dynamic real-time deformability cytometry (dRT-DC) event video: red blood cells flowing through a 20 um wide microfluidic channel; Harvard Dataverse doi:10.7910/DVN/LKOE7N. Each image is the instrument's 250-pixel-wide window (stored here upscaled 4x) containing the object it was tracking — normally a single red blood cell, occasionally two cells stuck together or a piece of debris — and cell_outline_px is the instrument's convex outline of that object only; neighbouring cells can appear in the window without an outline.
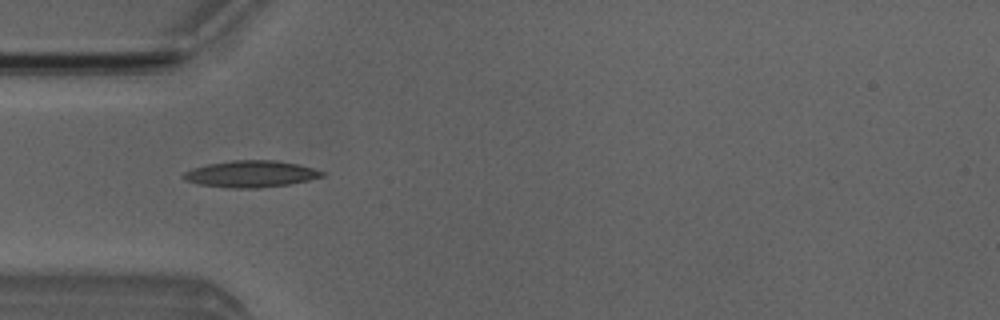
{"species": "Egyptian fruit bat (a non-hibernating species)", "species_latin": "Rousettus aegyptiacus", "temperature_condition": "room temperature", "stored_images_in_passage": 7, "camera_frame_rate_fps": 3000, "um_per_image_px": 0.085, "animal": {"sex": "male"}, "frame": {"image": 1, "passage_image": 4, "time_ms": 4.333, "image_size_px": [1000, 320], "cell_outline_px": [[324, 176], [308, 180], [288, 184], [260, 188], [232, 188], [200, 184], [184, 180], [180, 176], [184, 172], [192, 168], [208, 164], [232, 160], [276, 160], [296, 164], [312, 168], [324, 172]], "centroid_in_image_um": [21.28, 14.78], "position_along_channel_um": 63.7, "area_um2": 21.39}}
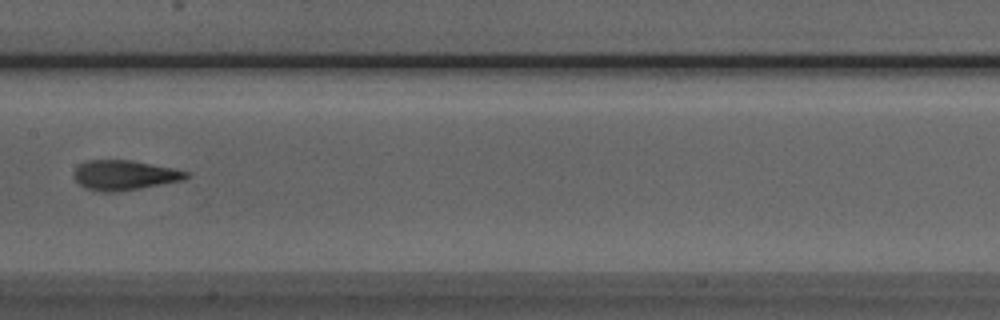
{"frame": {"image": 2, "passage_image": 7, "time_ms": 7.667, "image_size_px": [1000, 320], "cell_outline_px": [[192, 176], [184, 180], [140, 188], [116, 192], [100, 192], [88, 188], [80, 184], [76, 180], [76, 168], [80, 164], [88, 160], [128, 160], [172, 168], [192, 172]], "centroid_in_image_um": [10.65, 14.89], "position_along_channel_um": 196.7, "area_um2": 19.31}}